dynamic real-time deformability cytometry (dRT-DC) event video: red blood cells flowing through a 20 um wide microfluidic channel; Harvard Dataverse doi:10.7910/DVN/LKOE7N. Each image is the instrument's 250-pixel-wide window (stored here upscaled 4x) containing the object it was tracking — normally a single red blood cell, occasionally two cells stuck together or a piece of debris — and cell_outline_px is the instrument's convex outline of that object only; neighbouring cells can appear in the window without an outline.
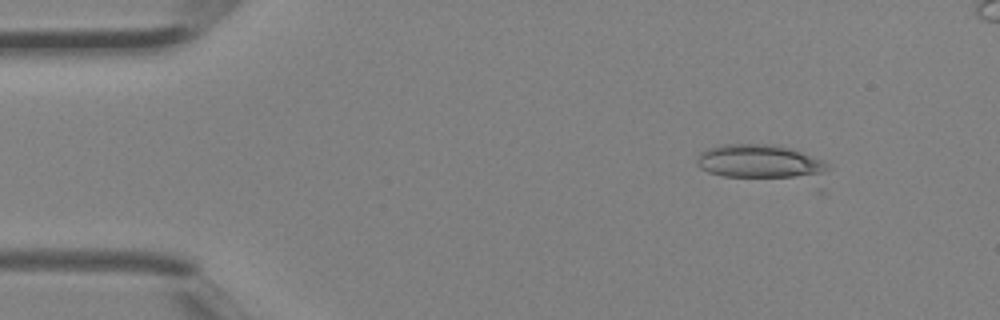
{"species": "Egyptian fruit bat (a non-hibernating species)", "species_latin": "Rousettus aegyptiacus", "temperature_condition": "room temperature", "stored_images_in_passage": 4, "camera_frame_rate_fps": 3000, "um_per_image_px": 0.085, "animal": {"sex": "female"}, "frame": {"image": 1, "passage_image": 1, "time_ms": 0.0, "image_size_px": [1000, 320], "cell_outline_px": [[828, 168], [824, 172], [816, 176], [724, 176], [708, 172], [700, 168], [696, 164], [696, 160], [700, 152], [704, 148], [720, 144], [772, 144], [792, 148], [824, 160], [828, 164]], "centroid_in_image_um": [64.51, 13.69], "position_along_channel_um": 20.5, "area_um2": 25.49}}
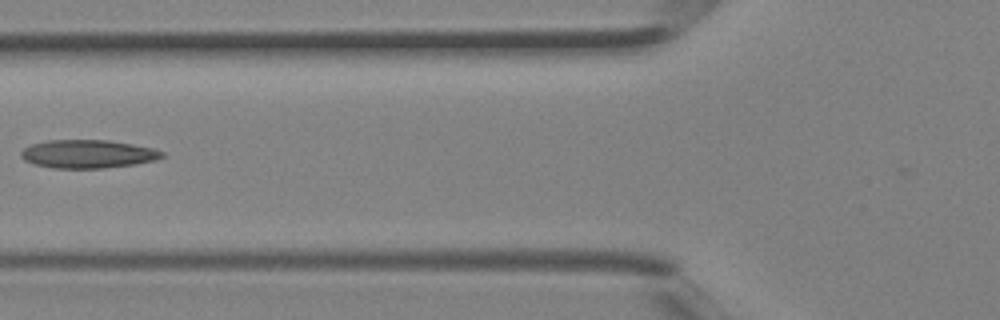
{"frame": {"image": 2, "passage_image": 4, "time_ms": 1.0, "image_size_px": [1000, 320], "cell_outline_px": [[164, 156], [156, 160], [136, 164], [104, 168], [52, 168], [32, 164], [24, 160], [20, 156], [20, 152], [24, 148], [32, 144], [48, 140], [108, 140], [156, 148], [164, 152]], "centroid_in_image_um": [7.47, 13.09], "position_along_channel_um": 118.3, "area_um2": 23.47}}